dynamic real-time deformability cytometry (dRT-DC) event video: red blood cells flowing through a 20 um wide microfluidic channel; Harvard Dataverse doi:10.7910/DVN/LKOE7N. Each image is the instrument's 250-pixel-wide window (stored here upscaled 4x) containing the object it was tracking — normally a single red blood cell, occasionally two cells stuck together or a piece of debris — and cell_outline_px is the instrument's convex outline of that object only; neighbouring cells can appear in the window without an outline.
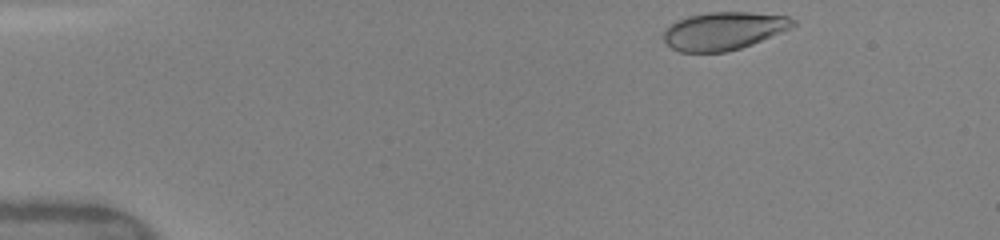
{"species": "human", "species_latin": "Homo sapiens", "temperature_condition": "warm", "stored_images_in_passage": 13, "camera_frame_rate_fps": 3000, "um_per_image_px": 0.085, "donor": {"sex": "female"}, "frame": {"image": 1, "passage_image": 1, "time_ms": 0.0, "image_size_px": [1000, 240], "cell_outline_px": [[796, 24], [780, 32], [752, 44], [740, 48], [724, 52], [680, 52], [672, 48], [660, 36], [664, 28], [668, 24], [676, 20], [688, 16], [708, 12], [752, 12], [788, 16], [796, 20]], "centroid_in_image_um": [61.44, 2.61], "position_along_channel_um": 23.6, "area_um2": 28.73}}